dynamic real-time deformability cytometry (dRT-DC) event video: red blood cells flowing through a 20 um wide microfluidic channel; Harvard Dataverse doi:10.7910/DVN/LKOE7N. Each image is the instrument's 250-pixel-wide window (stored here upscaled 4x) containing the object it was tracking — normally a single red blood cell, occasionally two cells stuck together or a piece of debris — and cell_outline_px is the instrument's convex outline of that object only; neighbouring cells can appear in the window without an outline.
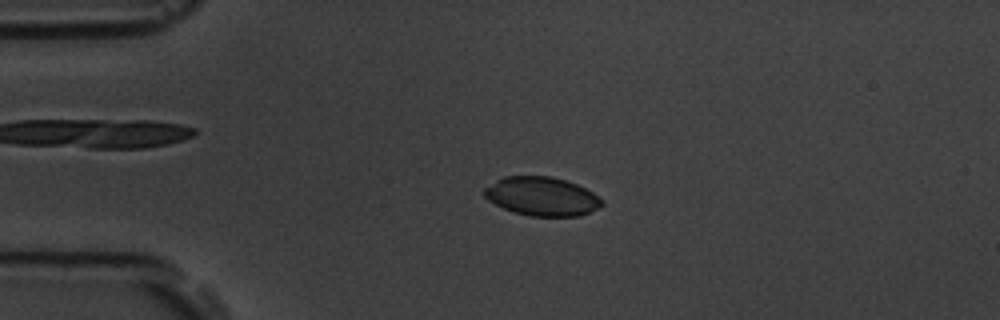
{"species": "common noctule bat (a hibernating species)", "species_latin": "Nyctalus noctula", "temperature_condition": "room temperature", "stored_images_in_passage": 4, "camera_frame_rate_fps": 3000, "um_per_image_px": 0.085, "animal": {"sex": "male", "body_mass_g": 19.5, "forearm_length_mm": 54.6}, "frame": {"image": 1, "passage_image": 4, "time_ms": 3.333, "image_size_px": [1000, 320], "cell_outline_px": [[604, 204], [580, 216], [528, 216], [512, 212], [488, 200], [480, 192], [484, 188], [496, 180], [504, 176], [552, 176], [576, 184], [592, 192], [604, 200]], "centroid_in_image_um": [46.02, 16.69], "position_along_channel_um": 39.0, "area_um2": 26.65}}